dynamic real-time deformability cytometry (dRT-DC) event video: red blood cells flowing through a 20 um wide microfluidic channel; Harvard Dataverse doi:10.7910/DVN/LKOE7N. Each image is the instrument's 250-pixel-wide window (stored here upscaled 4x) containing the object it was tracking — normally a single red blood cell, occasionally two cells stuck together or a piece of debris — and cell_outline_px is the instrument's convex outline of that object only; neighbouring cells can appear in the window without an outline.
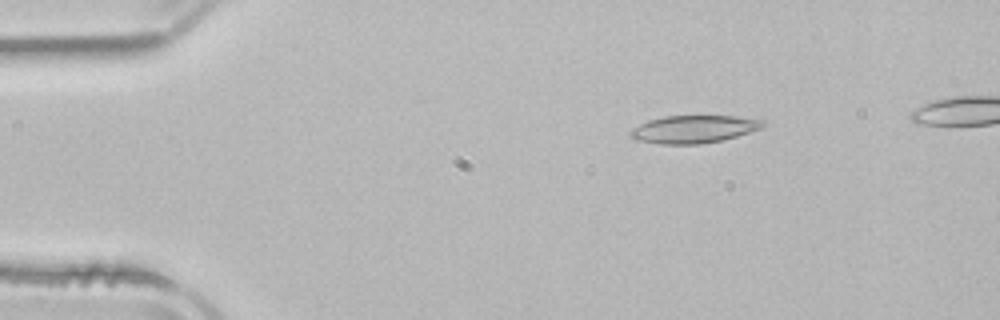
{"species": "common noctule bat (a hibernating species)", "species_latin": "Nyctalus noctula", "temperature_condition": "room temperature", "stored_images_in_passage": 4, "camera_frame_rate_fps": 3000, "um_per_image_px": 0.085, "animal": {"sex": "male", "body_mass_g": 21.5, "forearm_length_mm": 52.0}, "frame": {"image": 1, "passage_image": 2, "time_ms": 1.333, "image_size_px": [1000, 320], "cell_outline_px": [[764, 124], [760, 128], [736, 136], [720, 140], [700, 144], [660, 144], [636, 140], [628, 136], [628, 132], [632, 128], [648, 120], [664, 116], [736, 116], [764, 120]], "centroid_in_image_um": [58.89, 10.98], "position_along_channel_um": 26.1, "area_um2": 21.27}}